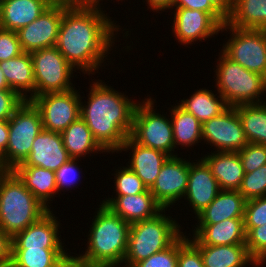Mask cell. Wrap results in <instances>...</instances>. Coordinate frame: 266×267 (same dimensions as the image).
<instances>
[{"mask_svg": "<svg viewBox=\"0 0 266 267\" xmlns=\"http://www.w3.org/2000/svg\"><path fill=\"white\" fill-rule=\"evenodd\" d=\"M114 195H135L145 192L148 188L135 172L127 166L114 169Z\"/></svg>", "mask_w": 266, "mask_h": 267, "instance_id": "obj_34", "label": "cell"}, {"mask_svg": "<svg viewBox=\"0 0 266 267\" xmlns=\"http://www.w3.org/2000/svg\"><path fill=\"white\" fill-rule=\"evenodd\" d=\"M245 173L253 172L266 164V146L248 143L238 151Z\"/></svg>", "mask_w": 266, "mask_h": 267, "instance_id": "obj_39", "label": "cell"}, {"mask_svg": "<svg viewBox=\"0 0 266 267\" xmlns=\"http://www.w3.org/2000/svg\"><path fill=\"white\" fill-rule=\"evenodd\" d=\"M120 151V152H119ZM129 152V160L126 166L135 172L142 180L144 185L150 189L158 174L160 173L162 165L168 159L169 155L156 149L142 146L136 143L130 136L122 144L117 153Z\"/></svg>", "mask_w": 266, "mask_h": 267, "instance_id": "obj_20", "label": "cell"}, {"mask_svg": "<svg viewBox=\"0 0 266 267\" xmlns=\"http://www.w3.org/2000/svg\"><path fill=\"white\" fill-rule=\"evenodd\" d=\"M163 209L156 216L131 224L127 250L122 267H133L136 263L147 259L170 247L182 234L177 219L166 214ZM170 215V216H169Z\"/></svg>", "mask_w": 266, "mask_h": 267, "instance_id": "obj_5", "label": "cell"}, {"mask_svg": "<svg viewBox=\"0 0 266 267\" xmlns=\"http://www.w3.org/2000/svg\"><path fill=\"white\" fill-rule=\"evenodd\" d=\"M211 3L227 18L232 10V0H210Z\"/></svg>", "mask_w": 266, "mask_h": 267, "instance_id": "obj_49", "label": "cell"}, {"mask_svg": "<svg viewBox=\"0 0 266 267\" xmlns=\"http://www.w3.org/2000/svg\"><path fill=\"white\" fill-rule=\"evenodd\" d=\"M82 159H70L67 163L63 164L57 171H55L56 183L58 196L60 197L61 192H66L69 190H75L78 188L76 184L81 183L82 168L79 165V161ZM77 186V187H76ZM75 187V188H74ZM71 188V189H69ZM66 189V190H65Z\"/></svg>", "mask_w": 266, "mask_h": 267, "instance_id": "obj_36", "label": "cell"}, {"mask_svg": "<svg viewBox=\"0 0 266 267\" xmlns=\"http://www.w3.org/2000/svg\"><path fill=\"white\" fill-rule=\"evenodd\" d=\"M222 32L231 35L226 37L221 51L245 69L266 78V30L240 29L225 23Z\"/></svg>", "mask_w": 266, "mask_h": 267, "instance_id": "obj_9", "label": "cell"}, {"mask_svg": "<svg viewBox=\"0 0 266 267\" xmlns=\"http://www.w3.org/2000/svg\"><path fill=\"white\" fill-rule=\"evenodd\" d=\"M100 2L102 1H95L91 5L80 8L64 7L55 45L64 58L77 71H80L77 73L88 74L89 78L90 75L92 77L97 73L100 74L98 72L100 68L102 71L103 66L105 68L112 63L109 54H112L110 52L113 47L116 49L117 46L114 44L117 39H120V33L124 34L123 39L131 36L129 34L131 30L122 28L117 24L118 21L112 20V17L105 13L107 11L103 10L105 7L101 6L103 3L100 4ZM106 60L108 64H105Z\"/></svg>", "mask_w": 266, "mask_h": 267, "instance_id": "obj_1", "label": "cell"}, {"mask_svg": "<svg viewBox=\"0 0 266 267\" xmlns=\"http://www.w3.org/2000/svg\"><path fill=\"white\" fill-rule=\"evenodd\" d=\"M0 90H12V89H10V87L6 81L4 73L1 70V68H0Z\"/></svg>", "mask_w": 266, "mask_h": 267, "instance_id": "obj_50", "label": "cell"}, {"mask_svg": "<svg viewBox=\"0 0 266 267\" xmlns=\"http://www.w3.org/2000/svg\"><path fill=\"white\" fill-rule=\"evenodd\" d=\"M247 200L238 190H221L195 218V224H216L226 219L243 218Z\"/></svg>", "mask_w": 266, "mask_h": 267, "instance_id": "obj_24", "label": "cell"}, {"mask_svg": "<svg viewBox=\"0 0 266 267\" xmlns=\"http://www.w3.org/2000/svg\"><path fill=\"white\" fill-rule=\"evenodd\" d=\"M72 159L64 147L61 133L43 129L33 141L28 157L18 166H36L57 171Z\"/></svg>", "mask_w": 266, "mask_h": 267, "instance_id": "obj_18", "label": "cell"}, {"mask_svg": "<svg viewBox=\"0 0 266 267\" xmlns=\"http://www.w3.org/2000/svg\"><path fill=\"white\" fill-rule=\"evenodd\" d=\"M172 11V35L184 47L207 41L220 33L221 25L207 12L187 8H172Z\"/></svg>", "mask_w": 266, "mask_h": 267, "instance_id": "obj_14", "label": "cell"}, {"mask_svg": "<svg viewBox=\"0 0 266 267\" xmlns=\"http://www.w3.org/2000/svg\"><path fill=\"white\" fill-rule=\"evenodd\" d=\"M54 213L53 209L49 210L38 221L15 234L11 238V249H68L61 239L62 231H59L62 223Z\"/></svg>", "mask_w": 266, "mask_h": 267, "instance_id": "obj_16", "label": "cell"}, {"mask_svg": "<svg viewBox=\"0 0 266 267\" xmlns=\"http://www.w3.org/2000/svg\"><path fill=\"white\" fill-rule=\"evenodd\" d=\"M81 93L77 88L64 92H50L30 101L39 110L43 129L62 133L80 117Z\"/></svg>", "mask_w": 266, "mask_h": 267, "instance_id": "obj_11", "label": "cell"}, {"mask_svg": "<svg viewBox=\"0 0 266 267\" xmlns=\"http://www.w3.org/2000/svg\"><path fill=\"white\" fill-rule=\"evenodd\" d=\"M25 100L13 90H0V120H9Z\"/></svg>", "mask_w": 266, "mask_h": 267, "instance_id": "obj_44", "label": "cell"}, {"mask_svg": "<svg viewBox=\"0 0 266 267\" xmlns=\"http://www.w3.org/2000/svg\"><path fill=\"white\" fill-rule=\"evenodd\" d=\"M97 1H103V0H97ZM105 1H106V0H105ZM116 1H117V2H118V4H119V1H121V2H122L123 0H116Z\"/></svg>", "mask_w": 266, "mask_h": 267, "instance_id": "obj_55", "label": "cell"}, {"mask_svg": "<svg viewBox=\"0 0 266 267\" xmlns=\"http://www.w3.org/2000/svg\"><path fill=\"white\" fill-rule=\"evenodd\" d=\"M62 139L65 149L73 159H82L87 155L106 154L107 152L94 139L90 129L85 121L79 117L71 123L62 133ZM92 154V155H91Z\"/></svg>", "mask_w": 266, "mask_h": 267, "instance_id": "obj_28", "label": "cell"}, {"mask_svg": "<svg viewBox=\"0 0 266 267\" xmlns=\"http://www.w3.org/2000/svg\"><path fill=\"white\" fill-rule=\"evenodd\" d=\"M178 239L168 248L154 253L147 259L136 263L133 267H177Z\"/></svg>", "mask_w": 266, "mask_h": 267, "instance_id": "obj_40", "label": "cell"}, {"mask_svg": "<svg viewBox=\"0 0 266 267\" xmlns=\"http://www.w3.org/2000/svg\"><path fill=\"white\" fill-rule=\"evenodd\" d=\"M0 68L10 89L24 100L30 101L35 97V78L30 53L24 52L15 58L2 61Z\"/></svg>", "mask_w": 266, "mask_h": 267, "instance_id": "obj_25", "label": "cell"}, {"mask_svg": "<svg viewBox=\"0 0 266 267\" xmlns=\"http://www.w3.org/2000/svg\"><path fill=\"white\" fill-rule=\"evenodd\" d=\"M68 250L43 248L11 249L9 267H64L72 259V254Z\"/></svg>", "mask_w": 266, "mask_h": 267, "instance_id": "obj_30", "label": "cell"}, {"mask_svg": "<svg viewBox=\"0 0 266 267\" xmlns=\"http://www.w3.org/2000/svg\"><path fill=\"white\" fill-rule=\"evenodd\" d=\"M196 225V226H195ZM188 239L194 245H234L246 244L243 218H231L216 224H195ZM195 228V229H194ZM190 235V236H189Z\"/></svg>", "mask_w": 266, "mask_h": 267, "instance_id": "obj_19", "label": "cell"}, {"mask_svg": "<svg viewBox=\"0 0 266 267\" xmlns=\"http://www.w3.org/2000/svg\"><path fill=\"white\" fill-rule=\"evenodd\" d=\"M11 261V238L0 229V267H9Z\"/></svg>", "mask_w": 266, "mask_h": 267, "instance_id": "obj_45", "label": "cell"}, {"mask_svg": "<svg viewBox=\"0 0 266 267\" xmlns=\"http://www.w3.org/2000/svg\"><path fill=\"white\" fill-rule=\"evenodd\" d=\"M10 171L11 170L7 167V165L4 162L3 154L0 153V175L6 174Z\"/></svg>", "mask_w": 266, "mask_h": 267, "instance_id": "obj_51", "label": "cell"}, {"mask_svg": "<svg viewBox=\"0 0 266 267\" xmlns=\"http://www.w3.org/2000/svg\"><path fill=\"white\" fill-rule=\"evenodd\" d=\"M9 138L4 162L10 170L22 164L31 152L33 141L43 130L40 112L29 101L25 102L8 120Z\"/></svg>", "mask_w": 266, "mask_h": 267, "instance_id": "obj_8", "label": "cell"}, {"mask_svg": "<svg viewBox=\"0 0 266 267\" xmlns=\"http://www.w3.org/2000/svg\"><path fill=\"white\" fill-rule=\"evenodd\" d=\"M219 51L216 68H213L216 75L214 76L215 88L227 106L236 107L265 102L266 98L263 99L262 95H266V78L245 69L228 58L220 49Z\"/></svg>", "mask_w": 266, "mask_h": 267, "instance_id": "obj_6", "label": "cell"}, {"mask_svg": "<svg viewBox=\"0 0 266 267\" xmlns=\"http://www.w3.org/2000/svg\"><path fill=\"white\" fill-rule=\"evenodd\" d=\"M202 141L215 151L238 152L246 139L241 120L235 107L228 106L218 116L202 123Z\"/></svg>", "mask_w": 266, "mask_h": 267, "instance_id": "obj_12", "label": "cell"}, {"mask_svg": "<svg viewBox=\"0 0 266 267\" xmlns=\"http://www.w3.org/2000/svg\"><path fill=\"white\" fill-rule=\"evenodd\" d=\"M101 203L129 224L152 218L163 210L149 189L135 195H108Z\"/></svg>", "mask_w": 266, "mask_h": 267, "instance_id": "obj_21", "label": "cell"}, {"mask_svg": "<svg viewBox=\"0 0 266 267\" xmlns=\"http://www.w3.org/2000/svg\"><path fill=\"white\" fill-rule=\"evenodd\" d=\"M238 191L247 201L266 196V164L245 173Z\"/></svg>", "mask_w": 266, "mask_h": 267, "instance_id": "obj_35", "label": "cell"}, {"mask_svg": "<svg viewBox=\"0 0 266 267\" xmlns=\"http://www.w3.org/2000/svg\"><path fill=\"white\" fill-rule=\"evenodd\" d=\"M209 166L221 190H238L244 169L238 152L211 151L201 157Z\"/></svg>", "mask_w": 266, "mask_h": 267, "instance_id": "obj_22", "label": "cell"}, {"mask_svg": "<svg viewBox=\"0 0 266 267\" xmlns=\"http://www.w3.org/2000/svg\"><path fill=\"white\" fill-rule=\"evenodd\" d=\"M226 24L240 29L266 30V0H232Z\"/></svg>", "mask_w": 266, "mask_h": 267, "instance_id": "obj_32", "label": "cell"}, {"mask_svg": "<svg viewBox=\"0 0 266 267\" xmlns=\"http://www.w3.org/2000/svg\"><path fill=\"white\" fill-rule=\"evenodd\" d=\"M196 161V162H195ZM221 191L219 183L213 176L209 166L199 157L190 159L189 178L183 199L189 204L195 217L202 212Z\"/></svg>", "mask_w": 266, "mask_h": 267, "instance_id": "obj_17", "label": "cell"}, {"mask_svg": "<svg viewBox=\"0 0 266 267\" xmlns=\"http://www.w3.org/2000/svg\"><path fill=\"white\" fill-rule=\"evenodd\" d=\"M9 138L8 120H0V153L6 152Z\"/></svg>", "mask_w": 266, "mask_h": 267, "instance_id": "obj_48", "label": "cell"}, {"mask_svg": "<svg viewBox=\"0 0 266 267\" xmlns=\"http://www.w3.org/2000/svg\"><path fill=\"white\" fill-rule=\"evenodd\" d=\"M48 211L12 170L0 175V229L10 238Z\"/></svg>", "mask_w": 266, "mask_h": 267, "instance_id": "obj_4", "label": "cell"}, {"mask_svg": "<svg viewBox=\"0 0 266 267\" xmlns=\"http://www.w3.org/2000/svg\"><path fill=\"white\" fill-rule=\"evenodd\" d=\"M24 53L16 31L0 28V62Z\"/></svg>", "mask_w": 266, "mask_h": 267, "instance_id": "obj_42", "label": "cell"}, {"mask_svg": "<svg viewBox=\"0 0 266 267\" xmlns=\"http://www.w3.org/2000/svg\"><path fill=\"white\" fill-rule=\"evenodd\" d=\"M202 255L204 267H257L250 256L246 244L195 245Z\"/></svg>", "mask_w": 266, "mask_h": 267, "instance_id": "obj_27", "label": "cell"}, {"mask_svg": "<svg viewBox=\"0 0 266 267\" xmlns=\"http://www.w3.org/2000/svg\"><path fill=\"white\" fill-rule=\"evenodd\" d=\"M76 267H122V266H89L76 263Z\"/></svg>", "mask_w": 266, "mask_h": 267, "instance_id": "obj_52", "label": "cell"}, {"mask_svg": "<svg viewBox=\"0 0 266 267\" xmlns=\"http://www.w3.org/2000/svg\"><path fill=\"white\" fill-rule=\"evenodd\" d=\"M48 7L50 5L45 0H0V28L17 32Z\"/></svg>", "mask_w": 266, "mask_h": 267, "instance_id": "obj_23", "label": "cell"}, {"mask_svg": "<svg viewBox=\"0 0 266 267\" xmlns=\"http://www.w3.org/2000/svg\"><path fill=\"white\" fill-rule=\"evenodd\" d=\"M248 143L266 146V101L235 107Z\"/></svg>", "mask_w": 266, "mask_h": 267, "instance_id": "obj_33", "label": "cell"}, {"mask_svg": "<svg viewBox=\"0 0 266 267\" xmlns=\"http://www.w3.org/2000/svg\"><path fill=\"white\" fill-rule=\"evenodd\" d=\"M64 7L50 6L36 20L17 31L22 49L32 53L56 45Z\"/></svg>", "mask_w": 266, "mask_h": 267, "instance_id": "obj_15", "label": "cell"}, {"mask_svg": "<svg viewBox=\"0 0 266 267\" xmlns=\"http://www.w3.org/2000/svg\"><path fill=\"white\" fill-rule=\"evenodd\" d=\"M173 8H187L209 13L221 26L227 18L211 3L210 0H174Z\"/></svg>", "mask_w": 266, "mask_h": 267, "instance_id": "obj_43", "label": "cell"}, {"mask_svg": "<svg viewBox=\"0 0 266 267\" xmlns=\"http://www.w3.org/2000/svg\"><path fill=\"white\" fill-rule=\"evenodd\" d=\"M30 55L35 78V97L75 88L72 80L76 78L77 74L74 73L77 71L55 46L39 49Z\"/></svg>", "mask_w": 266, "mask_h": 267, "instance_id": "obj_10", "label": "cell"}, {"mask_svg": "<svg viewBox=\"0 0 266 267\" xmlns=\"http://www.w3.org/2000/svg\"><path fill=\"white\" fill-rule=\"evenodd\" d=\"M90 83L87 97H80V117L107 155L115 154L131 134L140 100H133L101 79ZM83 98L88 99L83 102Z\"/></svg>", "mask_w": 266, "mask_h": 267, "instance_id": "obj_2", "label": "cell"}, {"mask_svg": "<svg viewBox=\"0 0 266 267\" xmlns=\"http://www.w3.org/2000/svg\"><path fill=\"white\" fill-rule=\"evenodd\" d=\"M183 157L169 156L162 165L153 186L149 189L163 209L169 208L168 212L175 207V203L180 205L178 203L183 201L187 190L190 159Z\"/></svg>", "mask_w": 266, "mask_h": 267, "instance_id": "obj_13", "label": "cell"}, {"mask_svg": "<svg viewBox=\"0 0 266 267\" xmlns=\"http://www.w3.org/2000/svg\"><path fill=\"white\" fill-rule=\"evenodd\" d=\"M12 171L32 194L51 210L53 202L50 201L58 195L55 171L36 166H16Z\"/></svg>", "mask_w": 266, "mask_h": 267, "instance_id": "obj_26", "label": "cell"}, {"mask_svg": "<svg viewBox=\"0 0 266 267\" xmlns=\"http://www.w3.org/2000/svg\"><path fill=\"white\" fill-rule=\"evenodd\" d=\"M246 247L257 263L266 256V224L253 227L246 234Z\"/></svg>", "mask_w": 266, "mask_h": 267, "instance_id": "obj_41", "label": "cell"}, {"mask_svg": "<svg viewBox=\"0 0 266 267\" xmlns=\"http://www.w3.org/2000/svg\"><path fill=\"white\" fill-rule=\"evenodd\" d=\"M173 1L174 0H145V4L150 11L152 10L153 12L159 13L161 11L165 12L166 10H172L173 8Z\"/></svg>", "mask_w": 266, "mask_h": 267, "instance_id": "obj_47", "label": "cell"}, {"mask_svg": "<svg viewBox=\"0 0 266 267\" xmlns=\"http://www.w3.org/2000/svg\"><path fill=\"white\" fill-rule=\"evenodd\" d=\"M178 238L177 267H204L200 250L188 239L186 231Z\"/></svg>", "mask_w": 266, "mask_h": 267, "instance_id": "obj_37", "label": "cell"}, {"mask_svg": "<svg viewBox=\"0 0 266 267\" xmlns=\"http://www.w3.org/2000/svg\"><path fill=\"white\" fill-rule=\"evenodd\" d=\"M98 207L84 239L87 247L79 255L72 252V259L89 266H122L131 224L101 202Z\"/></svg>", "mask_w": 266, "mask_h": 267, "instance_id": "obj_3", "label": "cell"}, {"mask_svg": "<svg viewBox=\"0 0 266 267\" xmlns=\"http://www.w3.org/2000/svg\"><path fill=\"white\" fill-rule=\"evenodd\" d=\"M171 117L174 137V156L179 155L175 149H189L203 143L202 141V124L192 114L186 112L178 104L171 105L168 108ZM186 147V148H185ZM188 147V148H187Z\"/></svg>", "mask_w": 266, "mask_h": 267, "instance_id": "obj_29", "label": "cell"}, {"mask_svg": "<svg viewBox=\"0 0 266 267\" xmlns=\"http://www.w3.org/2000/svg\"><path fill=\"white\" fill-rule=\"evenodd\" d=\"M144 98L135 109L130 137L142 146L174 156V137L170 113L169 116L163 112L162 115L159 114L155 108L157 105L155 99L148 94Z\"/></svg>", "mask_w": 266, "mask_h": 267, "instance_id": "obj_7", "label": "cell"}, {"mask_svg": "<svg viewBox=\"0 0 266 267\" xmlns=\"http://www.w3.org/2000/svg\"><path fill=\"white\" fill-rule=\"evenodd\" d=\"M177 104L197 118L201 124L218 116L228 107L217 90L212 91L208 87L207 89L205 87L199 90L195 89L189 99L183 98Z\"/></svg>", "mask_w": 266, "mask_h": 267, "instance_id": "obj_31", "label": "cell"}, {"mask_svg": "<svg viewBox=\"0 0 266 267\" xmlns=\"http://www.w3.org/2000/svg\"><path fill=\"white\" fill-rule=\"evenodd\" d=\"M266 265V256L258 263L257 267H265Z\"/></svg>", "mask_w": 266, "mask_h": 267, "instance_id": "obj_54", "label": "cell"}, {"mask_svg": "<svg viewBox=\"0 0 266 267\" xmlns=\"http://www.w3.org/2000/svg\"><path fill=\"white\" fill-rule=\"evenodd\" d=\"M50 6L80 8L93 4L96 0H45Z\"/></svg>", "mask_w": 266, "mask_h": 267, "instance_id": "obj_46", "label": "cell"}, {"mask_svg": "<svg viewBox=\"0 0 266 267\" xmlns=\"http://www.w3.org/2000/svg\"><path fill=\"white\" fill-rule=\"evenodd\" d=\"M243 221L246 234L253 227L266 224V196L251 199L246 202Z\"/></svg>", "mask_w": 266, "mask_h": 267, "instance_id": "obj_38", "label": "cell"}, {"mask_svg": "<svg viewBox=\"0 0 266 267\" xmlns=\"http://www.w3.org/2000/svg\"><path fill=\"white\" fill-rule=\"evenodd\" d=\"M64 267H76V262L71 259Z\"/></svg>", "mask_w": 266, "mask_h": 267, "instance_id": "obj_53", "label": "cell"}]
</instances>
